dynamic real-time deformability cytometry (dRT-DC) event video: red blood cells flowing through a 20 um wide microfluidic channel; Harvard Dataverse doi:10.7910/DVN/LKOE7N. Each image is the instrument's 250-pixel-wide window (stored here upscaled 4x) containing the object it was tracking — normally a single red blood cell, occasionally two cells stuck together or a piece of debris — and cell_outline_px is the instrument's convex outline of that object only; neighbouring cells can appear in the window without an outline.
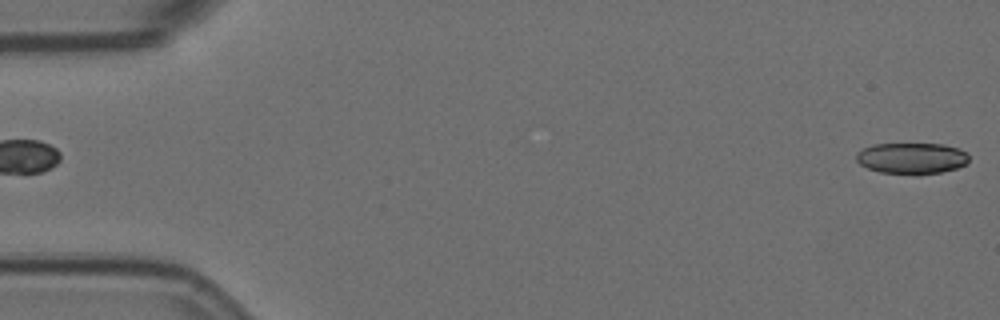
{"species": "Egyptian fruit bat (a non-hibernating species)", "species_latin": "Rousettus aegyptiacus", "temperature_condition": "room temperature", "stored_images_in_passage": 6, "camera_frame_rate_fps": 3000, "um_per_image_px": 0.085, "animal": {"sex": "female"}, "frame": {"image": 1, "passage_image": 1, "time_ms": 0.0, "image_size_px": [1000, 320], "cell_outline_px": [[968, 164], [956, 168], [940, 172], [916, 176], [880, 172], [868, 168], [860, 164], [856, 160], [856, 152], [872, 144], [944, 144], [960, 148], [968, 152]], "centroid_in_image_um": [77.52, 13.46], "position_along_channel_um": 7.5, "area_um2": 20.92}}
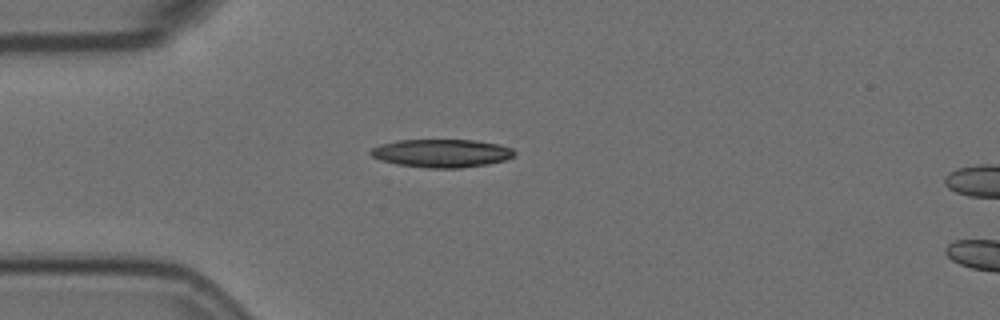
{"frame": {"image": 2, "passage_image": 5, "time_ms": 1.333, "image_size_px": [1000, 320], "cell_outline_px": [[516, 152], [512, 156], [504, 160], [488, 164], [460, 168], [428, 168], [396, 164], [380, 160], [372, 156], [368, 152], [372, 148], [380, 144], [396, 140], [472, 140], [500, 144], [512, 148]], "centroid_in_image_um": [37.51, 13.02], "position_along_channel_um": 47.5, "area_um2": 23.64}}